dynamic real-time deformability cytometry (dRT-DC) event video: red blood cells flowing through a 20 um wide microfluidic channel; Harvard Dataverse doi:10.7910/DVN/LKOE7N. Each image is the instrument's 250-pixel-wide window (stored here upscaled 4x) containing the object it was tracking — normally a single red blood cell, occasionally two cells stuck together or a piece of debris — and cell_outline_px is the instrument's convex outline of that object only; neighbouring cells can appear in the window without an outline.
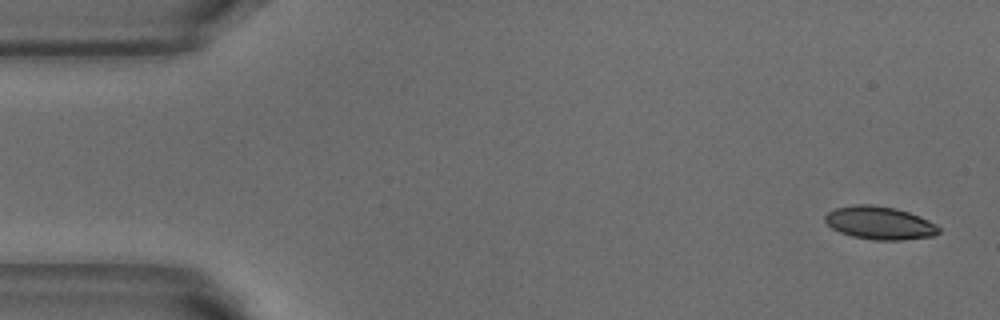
{"species": "common noctule bat (a hibernating species)", "species_latin": "Nyctalus noctula", "temperature_condition": "warm", "stored_images_in_passage": 5, "camera_frame_rate_fps": 3000, "um_per_image_px": 0.085, "animal": {"sex": "male", "body_mass_g": 18.8}, "frame": {"image": 1, "passage_image": 1, "time_ms": 0.0, "image_size_px": [1000, 320], "cell_outline_px": [[940, 232], [932, 236], [900, 240], [872, 240], [852, 236], [840, 232], [832, 228], [824, 220], [824, 216], [828, 212], [836, 208], [856, 204], [868, 204], [896, 208], [920, 216], [936, 224], [940, 228]], "centroid_in_image_um": [74.77, 18.95], "position_along_channel_um": 10.2, "area_um2": 21.85}}
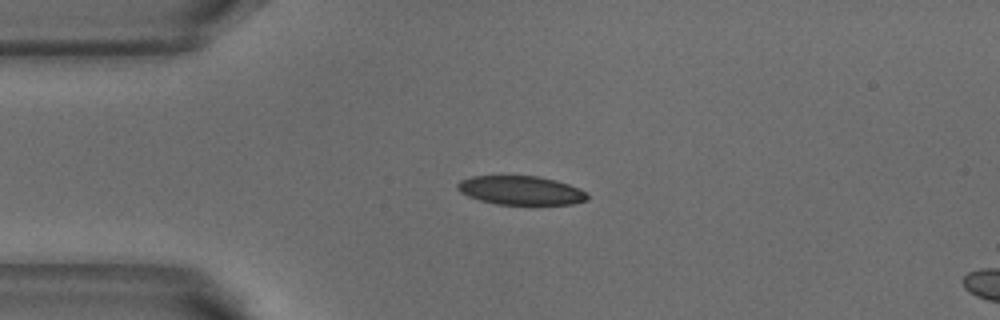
{"frame": {"image": 2, "passage_image": 4, "time_ms": 1.0, "image_size_px": [1000, 320], "cell_outline_px": [[588, 200], [572, 204], [496, 204], [480, 200], [468, 196], [460, 192], [456, 188], [456, 184], [460, 180], [472, 176], [536, 176], [556, 180], [580, 188], [588, 196]], "centroid_in_image_um": [44.25, 16.18], "position_along_channel_um": 40.8, "area_um2": 21.79}}